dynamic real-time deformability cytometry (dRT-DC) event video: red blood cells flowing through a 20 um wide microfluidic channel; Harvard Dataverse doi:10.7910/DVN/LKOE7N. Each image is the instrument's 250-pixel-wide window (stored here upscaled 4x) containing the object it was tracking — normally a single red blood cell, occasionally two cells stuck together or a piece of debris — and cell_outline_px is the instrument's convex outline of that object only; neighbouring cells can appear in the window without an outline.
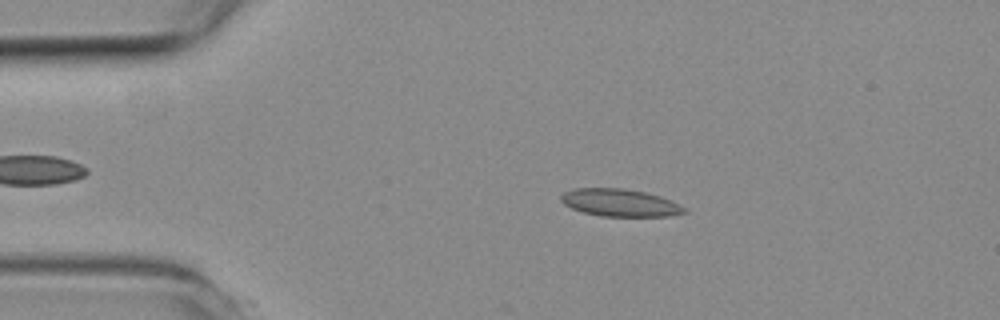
{"species": "common noctule bat (a hibernating species)", "species_latin": "Nyctalus noctula", "temperature_condition": "room temperature", "stored_images_in_passage": 18, "camera_frame_rate_fps": 3000, "um_per_image_px": 0.085, "animal": {"sex": "female", "body_mass_g": 19.3, "forearm_length_mm": 54.1}, "frame": {"image": 1, "passage_image": 10, "time_ms": 3.0, "image_size_px": [1000, 320], "cell_outline_px": [[688, 212], [668, 216], [600, 216], [584, 212], [572, 208], [564, 204], [560, 200], [560, 196], [564, 192], [576, 188], [624, 188], [644, 192], [660, 196], [684, 208]], "centroid_in_image_um": [52.65, 17.23], "position_along_channel_um": 32.4, "area_um2": 19.48}}
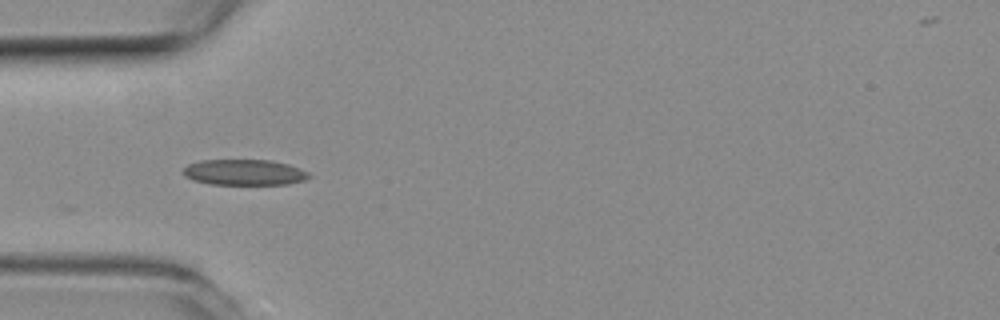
{"frame": {"image": 2, "passage_image": 16, "time_ms": 5.0, "image_size_px": [1000, 320], "cell_outline_px": [[312, 176], [304, 180], [288, 184], [212, 184], [192, 180], [184, 176], [184, 168], [188, 164], [200, 160], [272, 160], [288, 164], [300, 168], [308, 172]], "centroid_in_image_um": [20.78, 14.64], "position_along_channel_um": 64.2, "area_um2": 18.9}}